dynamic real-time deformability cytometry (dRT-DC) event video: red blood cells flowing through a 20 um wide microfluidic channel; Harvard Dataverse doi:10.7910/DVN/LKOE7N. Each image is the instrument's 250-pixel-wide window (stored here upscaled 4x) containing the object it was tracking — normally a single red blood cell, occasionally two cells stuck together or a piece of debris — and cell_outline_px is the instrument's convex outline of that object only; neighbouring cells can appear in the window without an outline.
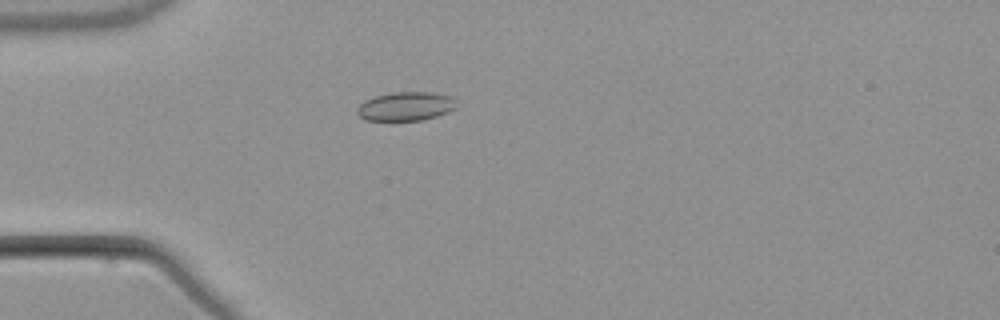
{"species": "common noctule bat (a hibernating species)", "species_latin": "Nyctalus noctula", "temperature_condition": "warm", "stored_images_in_passage": 3, "camera_frame_rate_fps": 3000, "um_per_image_px": 0.085, "animal": {"sex": "male", "body_mass_g": 21.5, "forearm_length_mm": 52.0}, "frame": {"image": 1, "passage_image": 3, "time_ms": 2.333, "image_size_px": [1000, 320], "cell_outline_px": [[460, 104], [456, 108], [448, 112], [424, 120], [364, 120], [356, 112], [356, 108], [364, 100], [376, 96], [392, 92], [432, 92], [452, 96]], "centroid_in_image_um": [34.53, 9.03], "position_along_channel_um": 50.5, "area_um2": 16.94}}